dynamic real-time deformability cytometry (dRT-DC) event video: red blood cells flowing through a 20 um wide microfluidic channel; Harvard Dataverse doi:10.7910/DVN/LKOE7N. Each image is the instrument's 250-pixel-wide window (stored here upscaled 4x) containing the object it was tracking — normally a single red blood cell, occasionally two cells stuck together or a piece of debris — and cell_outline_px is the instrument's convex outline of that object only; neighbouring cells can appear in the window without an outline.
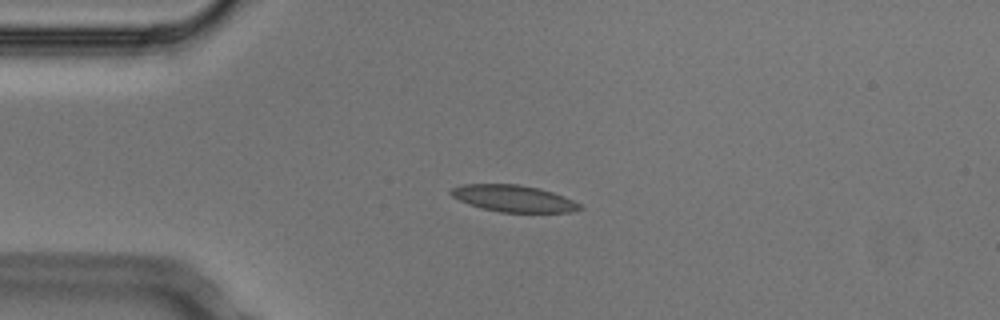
{"species": "Egyptian fruit bat (a non-hibernating species)", "species_latin": "Rousettus aegyptiacus", "temperature_condition": "cold", "stored_images_in_passage": 4, "camera_frame_rate_fps": 3000, "um_per_image_px": 0.085, "animal": {"sex": "male"}, "frame": {"image": 1, "passage_image": 3, "time_ms": 0.667, "image_size_px": [1000, 320], "cell_outline_px": [[584, 208], [572, 212], [500, 212], [468, 204], [452, 196], [448, 192], [452, 188], [464, 184], [520, 184], [540, 188], [564, 196], [580, 204]], "centroid_in_image_um": [43.66, 16.86], "position_along_channel_um": 41.3, "area_um2": 20.0}}